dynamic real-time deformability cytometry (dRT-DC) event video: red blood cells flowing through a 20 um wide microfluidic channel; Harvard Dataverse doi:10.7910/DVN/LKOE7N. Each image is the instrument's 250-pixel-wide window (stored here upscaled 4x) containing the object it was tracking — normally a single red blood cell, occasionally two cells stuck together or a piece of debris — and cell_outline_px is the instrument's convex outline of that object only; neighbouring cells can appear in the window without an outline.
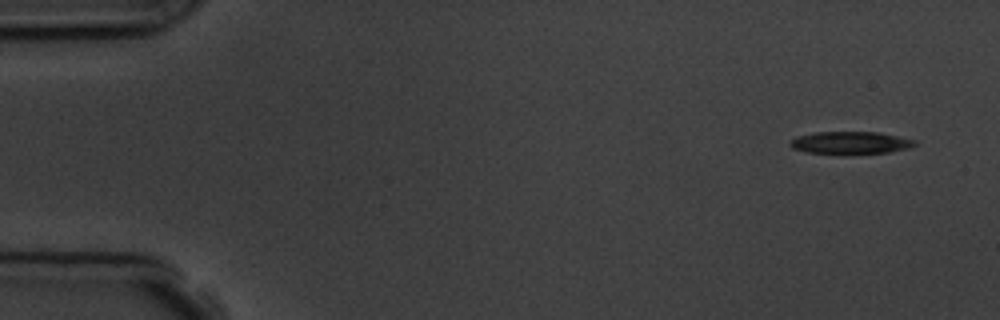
{"species": "common noctule bat (a hibernating species)", "species_latin": "Nyctalus noctula", "temperature_condition": "room temperature", "stored_images_in_passage": 4, "camera_frame_rate_fps": 3000, "um_per_image_px": 0.085, "animal": {"sex": "male", "body_mass_g": 19.5, "forearm_length_mm": 54.6}, "frame": {"image": 1, "passage_image": 1, "time_ms": 0.0, "image_size_px": [1000, 320], "cell_outline_px": [[916, 144], [912, 148], [888, 152], [848, 156], [804, 152], [792, 148], [788, 144], [788, 140], [796, 136], [816, 132], [880, 132], [916, 140]], "centroid_in_image_um": [72.25, 12.17], "position_along_channel_um": 12.7, "area_um2": 17.17}}
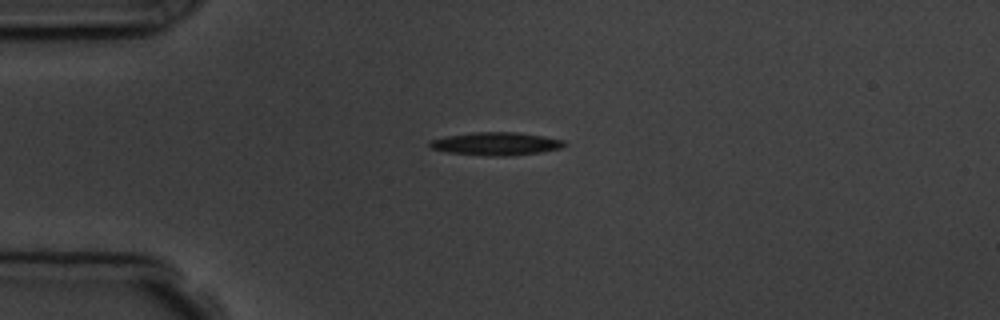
{"frame": {"image": 2, "passage_image": 4, "time_ms": 3.333, "image_size_px": [1000, 320], "cell_outline_px": [[568, 144], [560, 148], [540, 152], [512, 156], [484, 156], [448, 152], [432, 148], [428, 144], [428, 140], [448, 136], [476, 132], [516, 132], [544, 136], [564, 140]], "centroid_in_image_um": [42.18, 12.22], "position_along_channel_um": 42.8, "area_um2": 18.09}}